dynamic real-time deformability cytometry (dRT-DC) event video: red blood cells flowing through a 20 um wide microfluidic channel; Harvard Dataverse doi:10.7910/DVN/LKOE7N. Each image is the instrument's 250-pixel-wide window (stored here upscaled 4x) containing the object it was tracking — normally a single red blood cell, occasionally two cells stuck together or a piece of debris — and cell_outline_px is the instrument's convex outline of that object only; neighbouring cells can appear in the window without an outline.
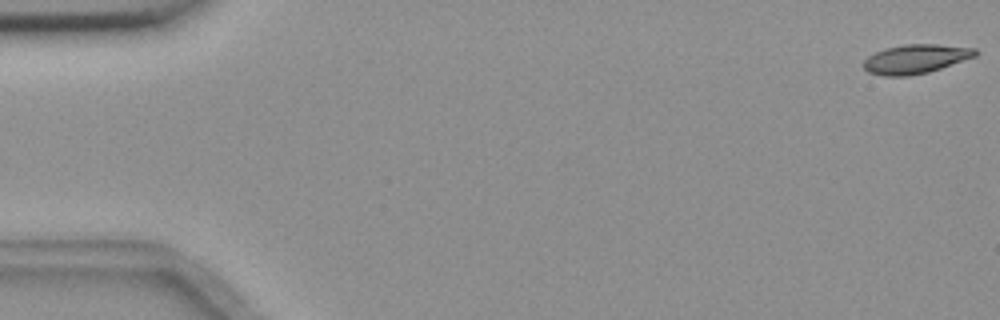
{"species": "common noctule bat (a hibernating species)", "species_latin": "Nyctalus noctula", "temperature_condition": "room temperature", "stored_images_in_passage": 15, "camera_frame_rate_fps": 3000, "um_per_image_px": 0.085, "animal": {"sex": "female", "body_mass_g": 18.4}, "frame": {"image": 1, "passage_image": 1, "time_ms": 0.0, "image_size_px": [1000, 320], "cell_outline_px": [[980, 52], [976, 56], [928, 72], [912, 76], [884, 76], [868, 72], [864, 68], [864, 60], [868, 56], [884, 48], [904, 44], [936, 44], [976, 48]], "centroid_in_image_um": [77.84, 5.01], "position_along_channel_um": 7.2, "area_um2": 19.02}}
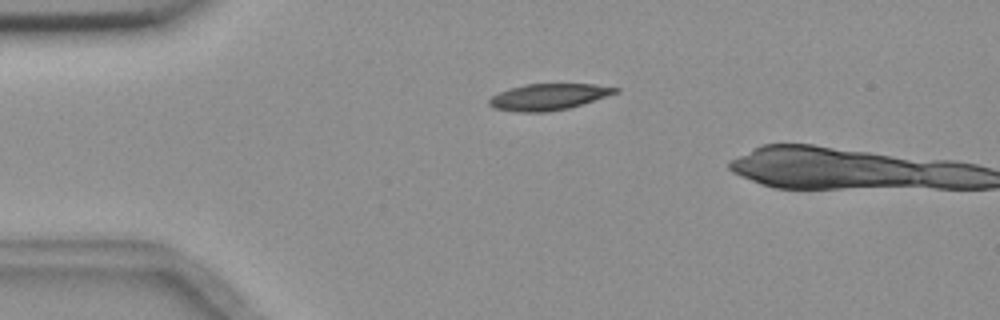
{"frame": {"image": 2, "passage_image": 13, "time_ms": 4.0, "image_size_px": [1000, 320], "cell_outline_px": [[620, 92], [568, 108], [548, 112], [520, 112], [492, 108], [488, 104], [488, 100], [492, 96], [508, 88], [524, 84], [592, 84], [620, 88]], "centroid_in_image_um": [46.6, 8.23], "position_along_channel_um": 38.4, "area_um2": 19.36}}